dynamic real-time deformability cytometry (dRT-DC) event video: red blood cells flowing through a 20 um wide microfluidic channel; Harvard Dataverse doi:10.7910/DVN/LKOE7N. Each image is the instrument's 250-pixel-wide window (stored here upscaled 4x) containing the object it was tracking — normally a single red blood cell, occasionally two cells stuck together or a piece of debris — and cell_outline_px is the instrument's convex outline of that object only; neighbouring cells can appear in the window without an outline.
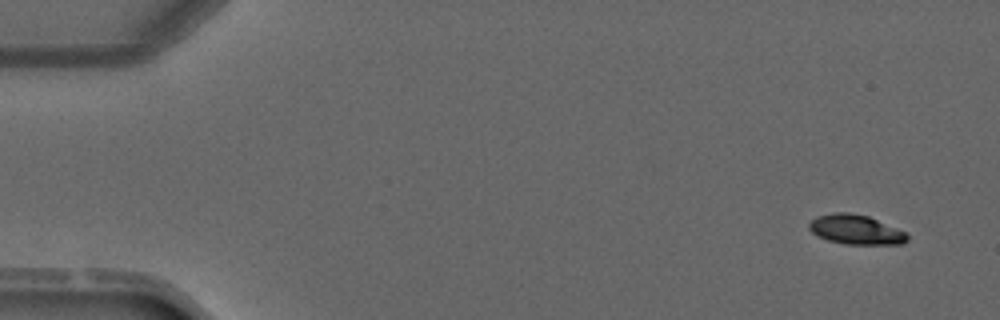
{"species": "common noctule bat (a hibernating species)", "species_latin": "Nyctalus noctula", "temperature_condition": "warm", "stored_images_in_passage": 3, "camera_frame_rate_fps": 3000, "um_per_image_px": 0.085, "animal": {"sex": "male", "forearm_length_mm": 52.5}, "frame": {"image": 1, "passage_image": 1, "time_ms": 0.0, "image_size_px": [1000, 320], "cell_outline_px": [[908, 240], [904, 244], [844, 244], [828, 240], [812, 232], [808, 228], [808, 224], [816, 216], [832, 212], [848, 212], [868, 216], [896, 228], [904, 232], [908, 236]], "centroid_in_image_um": [72.72, 19.51], "position_along_channel_um": 12.3, "area_um2": 16.82}}
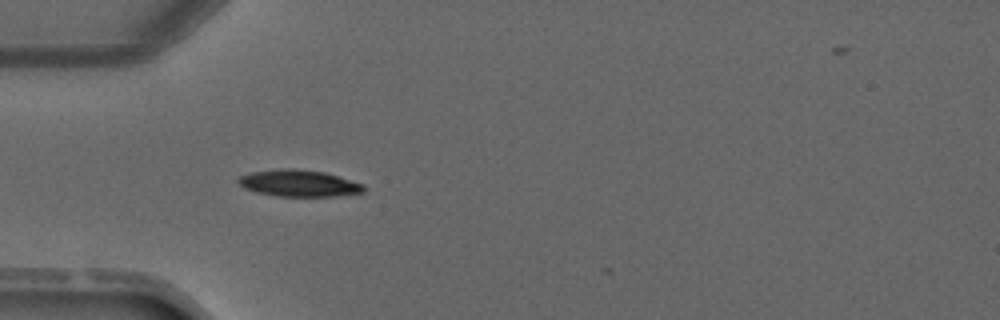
{"frame": {"image": 2, "passage_image": 3, "time_ms": 3.667, "image_size_px": [1000, 320], "cell_outline_px": [[364, 192], [332, 196], [276, 196], [256, 192], [244, 188], [236, 180], [240, 176], [252, 172], [284, 168], [292, 168], [324, 172], [364, 184]], "centroid_in_image_um": [25.38, 15.57], "position_along_channel_um": 59.6, "area_um2": 19.31}}